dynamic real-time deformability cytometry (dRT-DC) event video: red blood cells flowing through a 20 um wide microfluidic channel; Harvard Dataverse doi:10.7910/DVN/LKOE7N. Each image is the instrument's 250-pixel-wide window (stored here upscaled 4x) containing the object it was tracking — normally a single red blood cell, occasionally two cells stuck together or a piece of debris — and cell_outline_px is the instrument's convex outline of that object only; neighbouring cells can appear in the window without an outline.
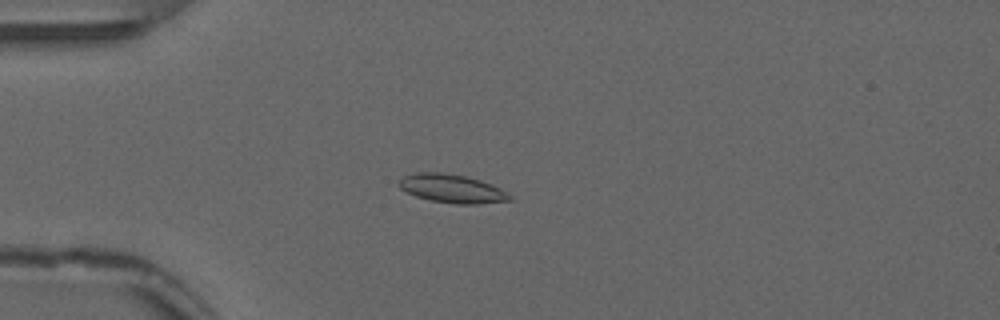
{"species": "common noctule bat (a hibernating species)", "species_latin": "Nyctalus noctula", "temperature_condition": "warm", "stored_images_in_passage": 54, "camera_frame_rate_fps": 3000, "um_per_image_px": 0.085, "animal": {"sex": "male", "forearm_length_mm": 52.5}, "frame": {"image": 1, "passage_image": 15, "time_ms": 4.667, "image_size_px": [1000, 320], "cell_outline_px": [[512, 200], [476, 204], [456, 204], [432, 200], [416, 196], [400, 188], [396, 184], [396, 180], [404, 176], [416, 172], [440, 172], [464, 176], [480, 180], [492, 184], [500, 188], [512, 196]], "centroid_in_image_um": [38.39, 16.02], "position_along_channel_um": 46.6, "area_um2": 18.38}}
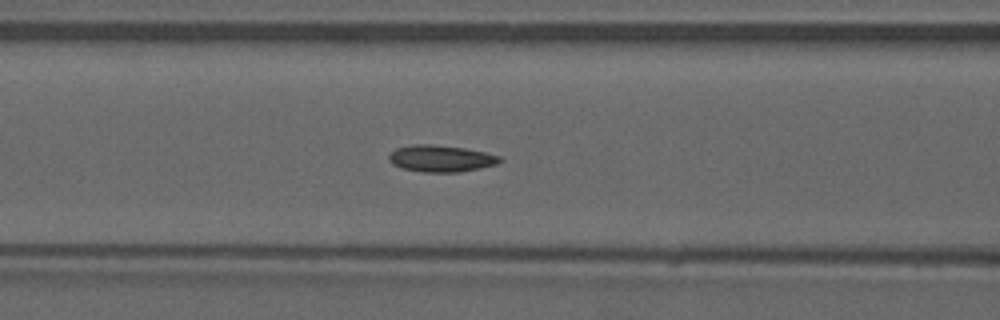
{"frame": {"image": 2, "passage_image": 23, "time_ms": 7.333, "image_size_px": [1000, 320], "cell_outline_px": [[504, 160], [496, 164], [480, 168], [460, 172], [424, 172], [400, 168], [392, 164], [388, 160], [388, 156], [396, 148], [412, 144], [432, 144], [464, 148], [484, 152], [500, 156]], "centroid_in_image_um": [37.46, 13.47], "position_along_channel_um": 129.1, "area_um2": 17.34}}
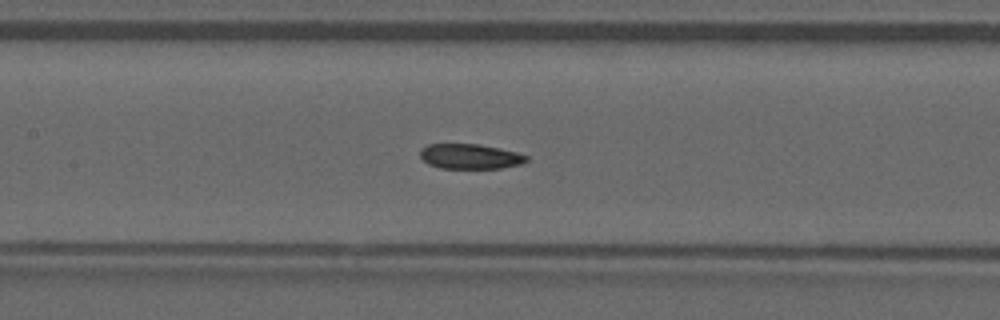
{"frame": {"image": 3, "passage_image": 26, "time_ms": 8.333, "image_size_px": [1000, 320], "cell_outline_px": [[528, 160], [520, 164], [500, 168], [440, 168], [428, 164], [420, 156], [420, 148], [428, 144], [480, 144], [500, 148], [516, 152], [528, 156]], "centroid_in_image_um": [39.94, 13.29], "position_along_channel_um": 167.5, "area_um2": 15.49}, "authors_computed_cell_mechanics": {"area_um2": 16.762, "velocity_mm_per_s": 3.8369, "shape_relaxation_time_tau1_ms": 8.69, "shape_relaxation_time_tau2_ms": 3.3342, "deformation_change_tau1": 0.1406, "deformation_change_tau2": 0.0813}}